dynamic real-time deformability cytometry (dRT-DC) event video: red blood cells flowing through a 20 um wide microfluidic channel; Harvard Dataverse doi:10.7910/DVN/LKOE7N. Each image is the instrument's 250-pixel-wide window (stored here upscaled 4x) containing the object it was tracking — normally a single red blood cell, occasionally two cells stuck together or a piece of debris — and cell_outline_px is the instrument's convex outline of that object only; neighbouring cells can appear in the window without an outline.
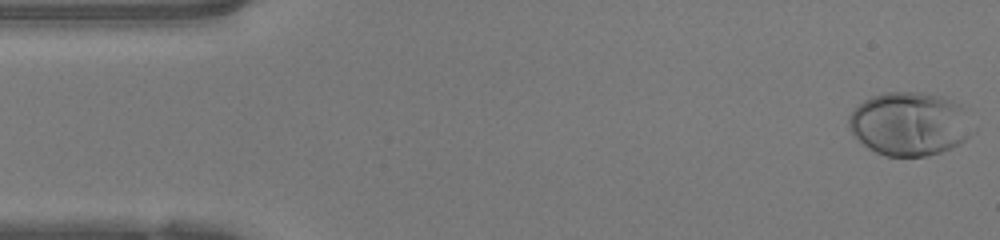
{"species": "human", "species_latin": "Homo sapiens", "temperature_condition": "warm", "stored_images_in_passage": 47, "camera_frame_rate_fps": 3000, "um_per_image_px": 0.085, "donor": {"sex": "female"}, "frame": {"image": 1, "passage_image": 1, "time_ms": 0.0, "image_size_px": [1000, 240], "cell_outline_px": [[976, 132], [964, 140], [940, 152], [928, 156], [884, 156], [868, 148], [848, 128], [848, 116], [864, 100], [872, 96], [884, 92], [920, 92], [940, 96], [952, 100], [960, 104], [976, 128]], "centroid_in_image_um": [77.34, 10.52], "position_along_channel_um": 7.7, "area_um2": 45.95}}
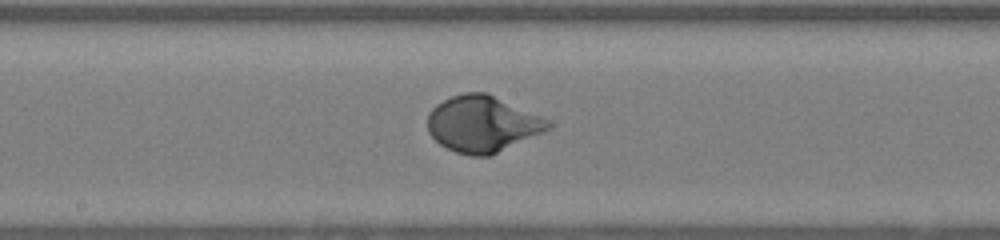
{"frame": {"image": 2, "passage_image": 24, "time_ms": 7.667, "image_size_px": [1000, 240], "cell_outline_px": [[552, 124], [544, 132], [488, 156], [472, 156], [456, 152], [440, 144], [428, 132], [428, 116], [432, 108], [436, 104], [452, 96], [464, 92], [488, 92], [540, 116], [548, 120]], "centroid_in_image_um": [40.99, 10.52], "position_along_channel_um": 207.2, "area_um2": 39.19}}
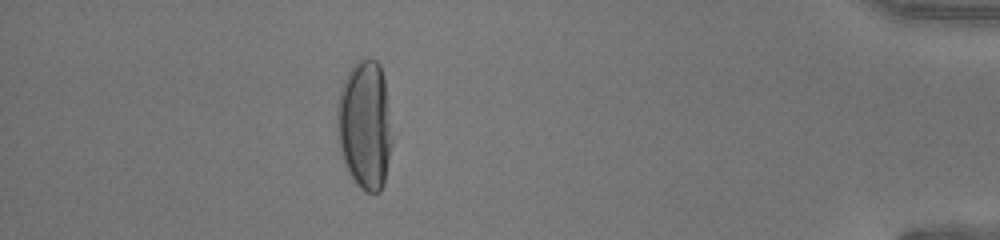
{"frame": {"image": 3, "passage_image": 42, "time_ms": 13.667, "image_size_px": [1000, 240], "cell_outline_px": [[392, 144], [384, 184], [380, 192], [364, 192], [356, 184], [348, 172], [340, 148], [336, 124], [336, 112], [340, 92], [344, 80], [348, 72], [360, 60], [376, 60], [380, 64], [384, 80], [392, 140]], "centroid_in_image_um": [31.01, 10.68], "position_along_channel_um": 404.2, "area_um2": 40.92}, "authors_computed_cell_mechanics": {"area_um2": 38.8994, "velocity_mm_per_s": 4.2116, "shape_relaxation_time_tau1_ms": 2.5247, "shape_relaxation_time_tau2_ms": null, "deformation_change_tau1": 0.2089, "deformation_change_tau2": null}}